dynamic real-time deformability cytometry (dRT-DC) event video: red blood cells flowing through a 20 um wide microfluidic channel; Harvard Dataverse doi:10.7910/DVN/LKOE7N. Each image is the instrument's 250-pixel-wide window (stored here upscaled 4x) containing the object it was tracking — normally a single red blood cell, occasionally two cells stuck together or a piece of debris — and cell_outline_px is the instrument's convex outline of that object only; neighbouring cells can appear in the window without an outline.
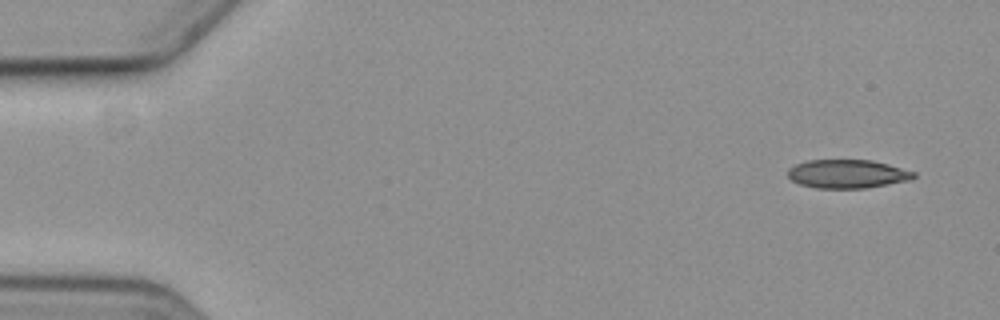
{"species": "common noctule bat (a hibernating species)", "species_latin": "Nyctalus noctula", "temperature_condition": "cold", "stored_images_in_passage": 4, "camera_frame_rate_fps": 3000, "um_per_image_px": 0.085, "animal": {"sex": "female", "body_mass_g": 19.3, "forearm_length_mm": 54.1}, "frame": {"image": 1, "passage_image": 1, "time_ms": 0.0, "image_size_px": [1000, 320], "cell_outline_px": [[916, 176], [912, 180], [868, 188], [816, 188], [800, 184], [792, 180], [788, 176], [788, 168], [796, 164], [808, 160], [872, 160], [888, 164], [916, 172]], "centroid_in_image_um": [72.06, 14.78], "position_along_channel_um": 12.9, "area_um2": 21.1}}